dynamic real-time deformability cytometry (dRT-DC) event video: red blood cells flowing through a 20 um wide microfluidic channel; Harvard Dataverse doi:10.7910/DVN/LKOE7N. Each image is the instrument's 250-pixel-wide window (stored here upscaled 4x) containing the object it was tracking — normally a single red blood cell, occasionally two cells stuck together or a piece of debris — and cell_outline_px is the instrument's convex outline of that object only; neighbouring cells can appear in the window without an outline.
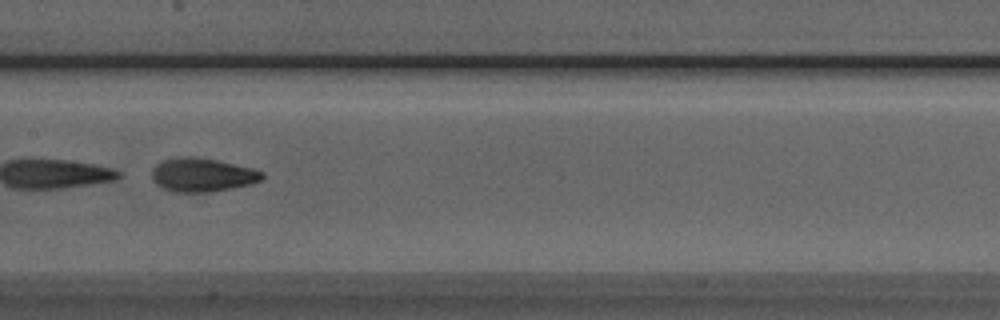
{"species": "Egyptian fruit bat (a non-hibernating species)", "species_latin": "Rousettus aegyptiacus", "temperature_condition": "room temperature", "stored_images_in_passage": 34, "camera_frame_rate_fps": 3000, "um_per_image_px": 0.085, "animal": {"sex": "male"}, "frame": {"image": 1, "passage_image": 15, "time_ms": 4.667, "image_size_px": [1000, 320], "cell_outline_px": [[264, 176], [260, 180], [252, 184], [212, 192], [172, 192], [156, 184], [152, 180], [152, 168], [156, 164], [164, 160], [176, 156], [188, 156], [216, 160], [252, 168], [264, 172]], "centroid_in_image_um": [17.17, 14.87], "position_along_channel_um": 190.2, "area_um2": 21.73}, "authors_computed_cell_mechanics": {"area_um2": 21.5883, "velocity_mm_per_s": 3.9123, "shape_relaxation_time_tau1_ms": 0.8767, "shape_relaxation_time_tau2_ms": 1.7781, "deformation_change_tau1": 0.325, "deformation_change_tau2": 0.0868}}